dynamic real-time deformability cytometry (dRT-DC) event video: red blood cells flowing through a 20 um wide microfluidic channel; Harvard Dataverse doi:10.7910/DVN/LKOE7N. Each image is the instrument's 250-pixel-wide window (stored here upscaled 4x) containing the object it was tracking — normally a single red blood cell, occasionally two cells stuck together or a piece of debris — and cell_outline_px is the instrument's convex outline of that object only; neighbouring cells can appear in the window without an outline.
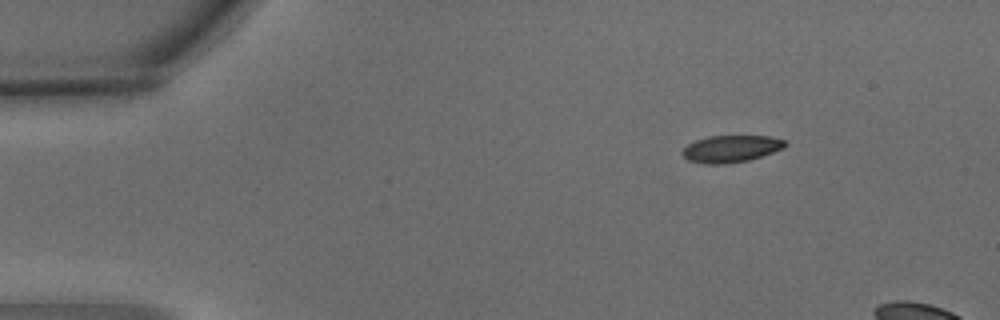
{"species": "common noctule bat (a hibernating species)", "species_latin": "Nyctalus noctula", "temperature_condition": "warm", "stored_images_in_passage": 3, "camera_frame_rate_fps": 3000, "um_per_image_px": 0.085, "animal": {"sex": "male", "body_mass_g": 15.6}, "frame": {"image": 1, "passage_image": 1, "time_ms": 0.0, "image_size_px": [1000, 320], "cell_outline_px": [[788, 144], [784, 148], [748, 160], [724, 164], [708, 164], [688, 160], [680, 152], [688, 144], [696, 140], [708, 136], [772, 136], [788, 140]], "centroid_in_image_um": [62.17, 12.63], "position_along_channel_um": 22.8, "area_um2": 16.18}}